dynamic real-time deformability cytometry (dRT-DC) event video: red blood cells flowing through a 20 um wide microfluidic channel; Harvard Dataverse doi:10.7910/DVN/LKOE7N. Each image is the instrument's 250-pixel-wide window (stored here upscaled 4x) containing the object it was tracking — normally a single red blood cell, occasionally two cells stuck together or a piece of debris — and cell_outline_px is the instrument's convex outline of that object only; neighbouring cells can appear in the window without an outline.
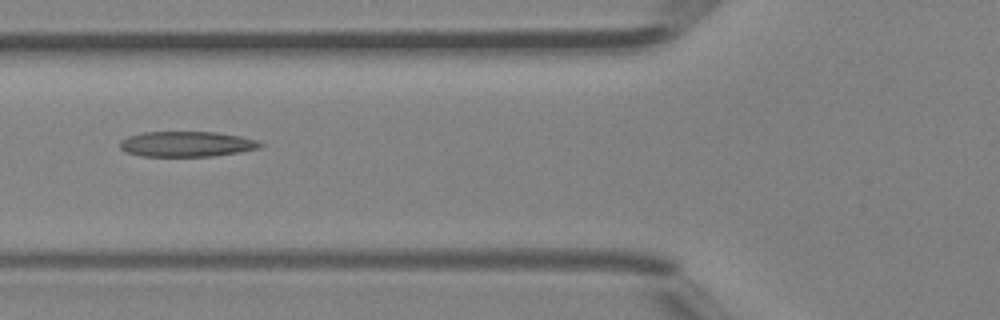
{"species": "Egyptian fruit bat (a non-hibernating species)", "species_latin": "Rousettus aegyptiacus", "temperature_condition": "room temperature", "stored_images_in_passage": 4, "camera_frame_rate_fps": 3000, "um_per_image_px": 0.085, "animal": {"sex": "female"}, "frame": {"image": 1, "passage_image": 4, "time_ms": 1.0, "image_size_px": [1000, 320], "cell_outline_px": [[264, 144], [260, 148], [240, 152], [212, 156], [140, 156], [124, 152], [120, 148], [120, 140], [128, 136], [144, 132], [216, 132], [240, 136], [256, 140]], "centroid_in_image_um": [15.85, 12.25], "position_along_channel_um": 110.0, "area_um2": 20.81}}